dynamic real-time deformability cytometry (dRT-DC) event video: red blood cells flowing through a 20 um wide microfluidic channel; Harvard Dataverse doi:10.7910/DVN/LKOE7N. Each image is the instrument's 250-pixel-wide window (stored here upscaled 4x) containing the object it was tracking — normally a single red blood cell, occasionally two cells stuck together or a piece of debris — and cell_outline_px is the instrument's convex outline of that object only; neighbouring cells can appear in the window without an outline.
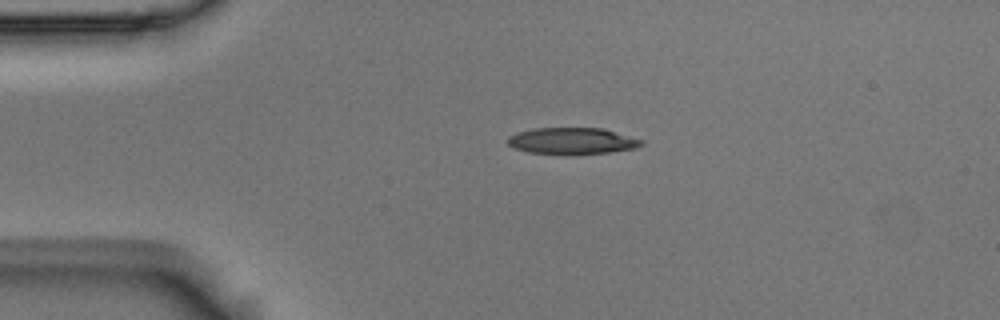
{"species": "Egyptian fruit bat (a non-hibernating species)", "species_latin": "Rousettus aegyptiacus", "temperature_condition": "room temperature", "stored_images_in_passage": 2, "camera_frame_rate_fps": 3000, "um_per_image_px": 0.085, "animal": {"sex": "male"}, "frame": {"image": 1, "passage_image": 1, "time_ms": 0.0, "image_size_px": [1000, 320], "cell_outline_px": [[644, 144], [636, 148], [608, 152], [568, 156], [528, 152], [512, 148], [508, 144], [508, 136], [516, 132], [532, 128], [604, 128], [644, 140]], "centroid_in_image_um": [48.61, 11.99], "position_along_channel_um": 36.4, "area_um2": 21.27}}